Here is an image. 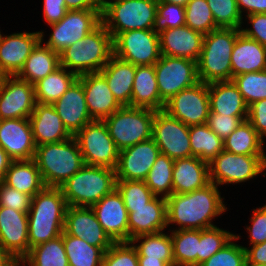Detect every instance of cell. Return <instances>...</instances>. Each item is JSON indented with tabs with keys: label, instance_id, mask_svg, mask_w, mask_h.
I'll return each mask as SVG.
<instances>
[{
	"label": "cell",
	"instance_id": "1",
	"mask_svg": "<svg viewBox=\"0 0 266 266\" xmlns=\"http://www.w3.org/2000/svg\"><path fill=\"white\" fill-rule=\"evenodd\" d=\"M166 203L167 227L176 223L178 230L214 227L212 218L220 216L227 209L218 186L212 182L190 193L172 194L166 198Z\"/></svg>",
	"mask_w": 266,
	"mask_h": 266
},
{
	"label": "cell",
	"instance_id": "2",
	"mask_svg": "<svg viewBox=\"0 0 266 266\" xmlns=\"http://www.w3.org/2000/svg\"><path fill=\"white\" fill-rule=\"evenodd\" d=\"M68 205L59 187H45L32 197L28 211L30 248L59 237Z\"/></svg>",
	"mask_w": 266,
	"mask_h": 266
},
{
	"label": "cell",
	"instance_id": "3",
	"mask_svg": "<svg viewBox=\"0 0 266 266\" xmlns=\"http://www.w3.org/2000/svg\"><path fill=\"white\" fill-rule=\"evenodd\" d=\"M113 56V38L100 23L59 54L60 66L79 75L98 73Z\"/></svg>",
	"mask_w": 266,
	"mask_h": 266
},
{
	"label": "cell",
	"instance_id": "4",
	"mask_svg": "<svg viewBox=\"0 0 266 266\" xmlns=\"http://www.w3.org/2000/svg\"><path fill=\"white\" fill-rule=\"evenodd\" d=\"M241 29L217 28L203 37L198 78L206 84L232 80L231 54Z\"/></svg>",
	"mask_w": 266,
	"mask_h": 266
},
{
	"label": "cell",
	"instance_id": "5",
	"mask_svg": "<svg viewBox=\"0 0 266 266\" xmlns=\"http://www.w3.org/2000/svg\"><path fill=\"white\" fill-rule=\"evenodd\" d=\"M34 160L46 187H60L84 166L74 136L61 142L36 146Z\"/></svg>",
	"mask_w": 266,
	"mask_h": 266
},
{
	"label": "cell",
	"instance_id": "6",
	"mask_svg": "<svg viewBox=\"0 0 266 266\" xmlns=\"http://www.w3.org/2000/svg\"><path fill=\"white\" fill-rule=\"evenodd\" d=\"M59 188L68 206L91 207L116 189L115 170L84 164Z\"/></svg>",
	"mask_w": 266,
	"mask_h": 266
},
{
	"label": "cell",
	"instance_id": "7",
	"mask_svg": "<svg viewBox=\"0 0 266 266\" xmlns=\"http://www.w3.org/2000/svg\"><path fill=\"white\" fill-rule=\"evenodd\" d=\"M158 0H120L101 11V23L114 39L119 33L153 29Z\"/></svg>",
	"mask_w": 266,
	"mask_h": 266
},
{
	"label": "cell",
	"instance_id": "8",
	"mask_svg": "<svg viewBox=\"0 0 266 266\" xmlns=\"http://www.w3.org/2000/svg\"><path fill=\"white\" fill-rule=\"evenodd\" d=\"M155 110L121 106L103 121L119 151L152 138Z\"/></svg>",
	"mask_w": 266,
	"mask_h": 266
},
{
	"label": "cell",
	"instance_id": "9",
	"mask_svg": "<svg viewBox=\"0 0 266 266\" xmlns=\"http://www.w3.org/2000/svg\"><path fill=\"white\" fill-rule=\"evenodd\" d=\"M74 137L78 142L85 165L102 166L115 170L119 150L103 120L89 122Z\"/></svg>",
	"mask_w": 266,
	"mask_h": 266
},
{
	"label": "cell",
	"instance_id": "10",
	"mask_svg": "<svg viewBox=\"0 0 266 266\" xmlns=\"http://www.w3.org/2000/svg\"><path fill=\"white\" fill-rule=\"evenodd\" d=\"M266 170V155H237L223 150L209 163L210 182L217 186L246 182Z\"/></svg>",
	"mask_w": 266,
	"mask_h": 266
},
{
	"label": "cell",
	"instance_id": "11",
	"mask_svg": "<svg viewBox=\"0 0 266 266\" xmlns=\"http://www.w3.org/2000/svg\"><path fill=\"white\" fill-rule=\"evenodd\" d=\"M154 69L160 99L164 103L199 82L197 62L188 58L161 55Z\"/></svg>",
	"mask_w": 266,
	"mask_h": 266
},
{
	"label": "cell",
	"instance_id": "12",
	"mask_svg": "<svg viewBox=\"0 0 266 266\" xmlns=\"http://www.w3.org/2000/svg\"><path fill=\"white\" fill-rule=\"evenodd\" d=\"M113 55L133 65H154L161 57L159 35L153 29L119 33L113 39Z\"/></svg>",
	"mask_w": 266,
	"mask_h": 266
},
{
	"label": "cell",
	"instance_id": "13",
	"mask_svg": "<svg viewBox=\"0 0 266 266\" xmlns=\"http://www.w3.org/2000/svg\"><path fill=\"white\" fill-rule=\"evenodd\" d=\"M100 23V9L68 10L59 22L50 24L53 32L44 45L60 54L73 43L82 40Z\"/></svg>",
	"mask_w": 266,
	"mask_h": 266
},
{
	"label": "cell",
	"instance_id": "14",
	"mask_svg": "<svg viewBox=\"0 0 266 266\" xmlns=\"http://www.w3.org/2000/svg\"><path fill=\"white\" fill-rule=\"evenodd\" d=\"M152 139L159 147L160 153L172 160L192 156L189 126L170 116L164 110L155 112Z\"/></svg>",
	"mask_w": 266,
	"mask_h": 266
},
{
	"label": "cell",
	"instance_id": "15",
	"mask_svg": "<svg viewBox=\"0 0 266 266\" xmlns=\"http://www.w3.org/2000/svg\"><path fill=\"white\" fill-rule=\"evenodd\" d=\"M163 110L189 127L207 123L210 112L208 84L199 81L180 91L165 103Z\"/></svg>",
	"mask_w": 266,
	"mask_h": 266
},
{
	"label": "cell",
	"instance_id": "16",
	"mask_svg": "<svg viewBox=\"0 0 266 266\" xmlns=\"http://www.w3.org/2000/svg\"><path fill=\"white\" fill-rule=\"evenodd\" d=\"M159 154L152 138L119 151L116 180L144 181Z\"/></svg>",
	"mask_w": 266,
	"mask_h": 266
},
{
	"label": "cell",
	"instance_id": "17",
	"mask_svg": "<svg viewBox=\"0 0 266 266\" xmlns=\"http://www.w3.org/2000/svg\"><path fill=\"white\" fill-rule=\"evenodd\" d=\"M64 232L85 240L89 245L100 247L105 252L115 243L104 231L91 207L68 206Z\"/></svg>",
	"mask_w": 266,
	"mask_h": 266
},
{
	"label": "cell",
	"instance_id": "18",
	"mask_svg": "<svg viewBox=\"0 0 266 266\" xmlns=\"http://www.w3.org/2000/svg\"><path fill=\"white\" fill-rule=\"evenodd\" d=\"M0 246L18 263L30 252L28 213L0 206Z\"/></svg>",
	"mask_w": 266,
	"mask_h": 266
},
{
	"label": "cell",
	"instance_id": "19",
	"mask_svg": "<svg viewBox=\"0 0 266 266\" xmlns=\"http://www.w3.org/2000/svg\"><path fill=\"white\" fill-rule=\"evenodd\" d=\"M98 222L114 242H129V213L117 189L91 206Z\"/></svg>",
	"mask_w": 266,
	"mask_h": 266
},
{
	"label": "cell",
	"instance_id": "20",
	"mask_svg": "<svg viewBox=\"0 0 266 266\" xmlns=\"http://www.w3.org/2000/svg\"><path fill=\"white\" fill-rule=\"evenodd\" d=\"M0 146L13 160L34 159L36 145L29 118L0 120Z\"/></svg>",
	"mask_w": 266,
	"mask_h": 266
},
{
	"label": "cell",
	"instance_id": "21",
	"mask_svg": "<svg viewBox=\"0 0 266 266\" xmlns=\"http://www.w3.org/2000/svg\"><path fill=\"white\" fill-rule=\"evenodd\" d=\"M34 85L10 76L0 91V120L29 118L35 108Z\"/></svg>",
	"mask_w": 266,
	"mask_h": 266
},
{
	"label": "cell",
	"instance_id": "22",
	"mask_svg": "<svg viewBox=\"0 0 266 266\" xmlns=\"http://www.w3.org/2000/svg\"><path fill=\"white\" fill-rule=\"evenodd\" d=\"M41 41V32L1 35L0 68L16 76L23 68L32 50Z\"/></svg>",
	"mask_w": 266,
	"mask_h": 266
},
{
	"label": "cell",
	"instance_id": "23",
	"mask_svg": "<svg viewBox=\"0 0 266 266\" xmlns=\"http://www.w3.org/2000/svg\"><path fill=\"white\" fill-rule=\"evenodd\" d=\"M78 80L83 85L87 109L93 120H104L121 107L99 72L79 75Z\"/></svg>",
	"mask_w": 266,
	"mask_h": 266
},
{
	"label": "cell",
	"instance_id": "24",
	"mask_svg": "<svg viewBox=\"0 0 266 266\" xmlns=\"http://www.w3.org/2000/svg\"><path fill=\"white\" fill-rule=\"evenodd\" d=\"M129 242L136 236L163 232L167 227L166 198L155 196L147 206L126 207Z\"/></svg>",
	"mask_w": 266,
	"mask_h": 266
},
{
	"label": "cell",
	"instance_id": "25",
	"mask_svg": "<svg viewBox=\"0 0 266 266\" xmlns=\"http://www.w3.org/2000/svg\"><path fill=\"white\" fill-rule=\"evenodd\" d=\"M52 105L73 136L93 121L87 109L83 85L78 79Z\"/></svg>",
	"mask_w": 266,
	"mask_h": 266
},
{
	"label": "cell",
	"instance_id": "26",
	"mask_svg": "<svg viewBox=\"0 0 266 266\" xmlns=\"http://www.w3.org/2000/svg\"><path fill=\"white\" fill-rule=\"evenodd\" d=\"M159 35L161 55L188 58L198 62L204 35L184 25L162 31Z\"/></svg>",
	"mask_w": 266,
	"mask_h": 266
},
{
	"label": "cell",
	"instance_id": "27",
	"mask_svg": "<svg viewBox=\"0 0 266 266\" xmlns=\"http://www.w3.org/2000/svg\"><path fill=\"white\" fill-rule=\"evenodd\" d=\"M36 146L67 140L73 135L67 130L52 104H35L29 117Z\"/></svg>",
	"mask_w": 266,
	"mask_h": 266
},
{
	"label": "cell",
	"instance_id": "28",
	"mask_svg": "<svg viewBox=\"0 0 266 266\" xmlns=\"http://www.w3.org/2000/svg\"><path fill=\"white\" fill-rule=\"evenodd\" d=\"M173 194H185L210 183L209 163L191 156L174 160Z\"/></svg>",
	"mask_w": 266,
	"mask_h": 266
},
{
	"label": "cell",
	"instance_id": "29",
	"mask_svg": "<svg viewBox=\"0 0 266 266\" xmlns=\"http://www.w3.org/2000/svg\"><path fill=\"white\" fill-rule=\"evenodd\" d=\"M209 113L236 116L241 121L248 117V105L233 81L208 84Z\"/></svg>",
	"mask_w": 266,
	"mask_h": 266
},
{
	"label": "cell",
	"instance_id": "30",
	"mask_svg": "<svg viewBox=\"0 0 266 266\" xmlns=\"http://www.w3.org/2000/svg\"><path fill=\"white\" fill-rule=\"evenodd\" d=\"M231 68L232 78L243 73L266 70V47L241 32L231 54Z\"/></svg>",
	"mask_w": 266,
	"mask_h": 266
},
{
	"label": "cell",
	"instance_id": "31",
	"mask_svg": "<svg viewBox=\"0 0 266 266\" xmlns=\"http://www.w3.org/2000/svg\"><path fill=\"white\" fill-rule=\"evenodd\" d=\"M135 72L136 65L114 55L99 72L106 79L114 98L121 106H130Z\"/></svg>",
	"mask_w": 266,
	"mask_h": 266
},
{
	"label": "cell",
	"instance_id": "32",
	"mask_svg": "<svg viewBox=\"0 0 266 266\" xmlns=\"http://www.w3.org/2000/svg\"><path fill=\"white\" fill-rule=\"evenodd\" d=\"M130 106L163 110L154 65H136Z\"/></svg>",
	"mask_w": 266,
	"mask_h": 266
},
{
	"label": "cell",
	"instance_id": "33",
	"mask_svg": "<svg viewBox=\"0 0 266 266\" xmlns=\"http://www.w3.org/2000/svg\"><path fill=\"white\" fill-rule=\"evenodd\" d=\"M2 182L31 197L46 187L34 159L13 160Z\"/></svg>",
	"mask_w": 266,
	"mask_h": 266
},
{
	"label": "cell",
	"instance_id": "34",
	"mask_svg": "<svg viewBox=\"0 0 266 266\" xmlns=\"http://www.w3.org/2000/svg\"><path fill=\"white\" fill-rule=\"evenodd\" d=\"M44 33L41 32V41L32 50L25 61L23 68L16 75L21 80L35 84L60 66L59 54L42 45Z\"/></svg>",
	"mask_w": 266,
	"mask_h": 266
},
{
	"label": "cell",
	"instance_id": "35",
	"mask_svg": "<svg viewBox=\"0 0 266 266\" xmlns=\"http://www.w3.org/2000/svg\"><path fill=\"white\" fill-rule=\"evenodd\" d=\"M78 75L59 66L52 73L34 84L35 100L41 104H53L78 79Z\"/></svg>",
	"mask_w": 266,
	"mask_h": 266
},
{
	"label": "cell",
	"instance_id": "36",
	"mask_svg": "<svg viewBox=\"0 0 266 266\" xmlns=\"http://www.w3.org/2000/svg\"><path fill=\"white\" fill-rule=\"evenodd\" d=\"M224 150L237 155H266L264 139L246 119L223 140Z\"/></svg>",
	"mask_w": 266,
	"mask_h": 266
},
{
	"label": "cell",
	"instance_id": "37",
	"mask_svg": "<svg viewBox=\"0 0 266 266\" xmlns=\"http://www.w3.org/2000/svg\"><path fill=\"white\" fill-rule=\"evenodd\" d=\"M192 156L210 163L224 150L223 140L213 132L207 123L189 127Z\"/></svg>",
	"mask_w": 266,
	"mask_h": 266
},
{
	"label": "cell",
	"instance_id": "38",
	"mask_svg": "<svg viewBox=\"0 0 266 266\" xmlns=\"http://www.w3.org/2000/svg\"><path fill=\"white\" fill-rule=\"evenodd\" d=\"M140 240L142 242L139 245H135ZM130 242L136 248L138 258L160 259L165 261L169 266H175L171 235H166L162 232L143 234L134 237Z\"/></svg>",
	"mask_w": 266,
	"mask_h": 266
},
{
	"label": "cell",
	"instance_id": "39",
	"mask_svg": "<svg viewBox=\"0 0 266 266\" xmlns=\"http://www.w3.org/2000/svg\"><path fill=\"white\" fill-rule=\"evenodd\" d=\"M29 266H69L63 244V233L52 240L32 247L30 252L20 261Z\"/></svg>",
	"mask_w": 266,
	"mask_h": 266
},
{
	"label": "cell",
	"instance_id": "40",
	"mask_svg": "<svg viewBox=\"0 0 266 266\" xmlns=\"http://www.w3.org/2000/svg\"><path fill=\"white\" fill-rule=\"evenodd\" d=\"M170 235L175 266H197L200 229H175Z\"/></svg>",
	"mask_w": 266,
	"mask_h": 266
},
{
	"label": "cell",
	"instance_id": "41",
	"mask_svg": "<svg viewBox=\"0 0 266 266\" xmlns=\"http://www.w3.org/2000/svg\"><path fill=\"white\" fill-rule=\"evenodd\" d=\"M63 244L69 266H102L105 251L89 245L85 240L66 234L63 231Z\"/></svg>",
	"mask_w": 266,
	"mask_h": 266
},
{
	"label": "cell",
	"instance_id": "42",
	"mask_svg": "<svg viewBox=\"0 0 266 266\" xmlns=\"http://www.w3.org/2000/svg\"><path fill=\"white\" fill-rule=\"evenodd\" d=\"M174 160L159 154L144 182L155 196L168 198L173 194Z\"/></svg>",
	"mask_w": 266,
	"mask_h": 266
},
{
	"label": "cell",
	"instance_id": "43",
	"mask_svg": "<svg viewBox=\"0 0 266 266\" xmlns=\"http://www.w3.org/2000/svg\"><path fill=\"white\" fill-rule=\"evenodd\" d=\"M185 25L203 35L217 29L206 0H190L185 6Z\"/></svg>",
	"mask_w": 266,
	"mask_h": 266
},
{
	"label": "cell",
	"instance_id": "44",
	"mask_svg": "<svg viewBox=\"0 0 266 266\" xmlns=\"http://www.w3.org/2000/svg\"><path fill=\"white\" fill-rule=\"evenodd\" d=\"M246 104L266 99V70L243 73L232 78Z\"/></svg>",
	"mask_w": 266,
	"mask_h": 266
},
{
	"label": "cell",
	"instance_id": "45",
	"mask_svg": "<svg viewBox=\"0 0 266 266\" xmlns=\"http://www.w3.org/2000/svg\"><path fill=\"white\" fill-rule=\"evenodd\" d=\"M235 234L220 229L217 226L200 230L199 253H197V266L208 260L228 243Z\"/></svg>",
	"mask_w": 266,
	"mask_h": 266
},
{
	"label": "cell",
	"instance_id": "46",
	"mask_svg": "<svg viewBox=\"0 0 266 266\" xmlns=\"http://www.w3.org/2000/svg\"><path fill=\"white\" fill-rule=\"evenodd\" d=\"M214 16L217 28L241 29V16L236 0H206Z\"/></svg>",
	"mask_w": 266,
	"mask_h": 266
},
{
	"label": "cell",
	"instance_id": "47",
	"mask_svg": "<svg viewBox=\"0 0 266 266\" xmlns=\"http://www.w3.org/2000/svg\"><path fill=\"white\" fill-rule=\"evenodd\" d=\"M116 189L121 194L125 207H140L155 197L144 181L116 180Z\"/></svg>",
	"mask_w": 266,
	"mask_h": 266
},
{
	"label": "cell",
	"instance_id": "48",
	"mask_svg": "<svg viewBox=\"0 0 266 266\" xmlns=\"http://www.w3.org/2000/svg\"><path fill=\"white\" fill-rule=\"evenodd\" d=\"M240 238L235 235L218 252L199 266H246V250L232 241Z\"/></svg>",
	"mask_w": 266,
	"mask_h": 266
},
{
	"label": "cell",
	"instance_id": "49",
	"mask_svg": "<svg viewBox=\"0 0 266 266\" xmlns=\"http://www.w3.org/2000/svg\"><path fill=\"white\" fill-rule=\"evenodd\" d=\"M185 25V7L158 1L153 30L161 33L170 28Z\"/></svg>",
	"mask_w": 266,
	"mask_h": 266
},
{
	"label": "cell",
	"instance_id": "50",
	"mask_svg": "<svg viewBox=\"0 0 266 266\" xmlns=\"http://www.w3.org/2000/svg\"><path fill=\"white\" fill-rule=\"evenodd\" d=\"M102 266H139L138 252L131 242H115L104 253Z\"/></svg>",
	"mask_w": 266,
	"mask_h": 266
},
{
	"label": "cell",
	"instance_id": "51",
	"mask_svg": "<svg viewBox=\"0 0 266 266\" xmlns=\"http://www.w3.org/2000/svg\"><path fill=\"white\" fill-rule=\"evenodd\" d=\"M32 197L5 185L0 181V206L28 213Z\"/></svg>",
	"mask_w": 266,
	"mask_h": 266
},
{
	"label": "cell",
	"instance_id": "52",
	"mask_svg": "<svg viewBox=\"0 0 266 266\" xmlns=\"http://www.w3.org/2000/svg\"><path fill=\"white\" fill-rule=\"evenodd\" d=\"M242 121L236 116L209 113L207 124L222 140L226 139Z\"/></svg>",
	"mask_w": 266,
	"mask_h": 266
},
{
	"label": "cell",
	"instance_id": "53",
	"mask_svg": "<svg viewBox=\"0 0 266 266\" xmlns=\"http://www.w3.org/2000/svg\"><path fill=\"white\" fill-rule=\"evenodd\" d=\"M252 226L246 229L250 234V245L263 243L266 241V205L254 209L253 217L250 219Z\"/></svg>",
	"mask_w": 266,
	"mask_h": 266
},
{
	"label": "cell",
	"instance_id": "54",
	"mask_svg": "<svg viewBox=\"0 0 266 266\" xmlns=\"http://www.w3.org/2000/svg\"><path fill=\"white\" fill-rule=\"evenodd\" d=\"M247 120L262 138L266 136V99L255 101L248 106Z\"/></svg>",
	"mask_w": 266,
	"mask_h": 266
},
{
	"label": "cell",
	"instance_id": "55",
	"mask_svg": "<svg viewBox=\"0 0 266 266\" xmlns=\"http://www.w3.org/2000/svg\"><path fill=\"white\" fill-rule=\"evenodd\" d=\"M247 18L253 29L241 28V32L266 47V13L247 15Z\"/></svg>",
	"mask_w": 266,
	"mask_h": 266
},
{
	"label": "cell",
	"instance_id": "56",
	"mask_svg": "<svg viewBox=\"0 0 266 266\" xmlns=\"http://www.w3.org/2000/svg\"><path fill=\"white\" fill-rule=\"evenodd\" d=\"M44 19L50 24L59 22L67 13L65 0H44Z\"/></svg>",
	"mask_w": 266,
	"mask_h": 266
},
{
	"label": "cell",
	"instance_id": "57",
	"mask_svg": "<svg viewBox=\"0 0 266 266\" xmlns=\"http://www.w3.org/2000/svg\"><path fill=\"white\" fill-rule=\"evenodd\" d=\"M246 250V264L265 265L266 266V241L252 245L251 249L243 247Z\"/></svg>",
	"mask_w": 266,
	"mask_h": 266
},
{
	"label": "cell",
	"instance_id": "58",
	"mask_svg": "<svg viewBox=\"0 0 266 266\" xmlns=\"http://www.w3.org/2000/svg\"><path fill=\"white\" fill-rule=\"evenodd\" d=\"M236 3L242 17L243 10L247 15L266 13V0H236Z\"/></svg>",
	"mask_w": 266,
	"mask_h": 266
},
{
	"label": "cell",
	"instance_id": "59",
	"mask_svg": "<svg viewBox=\"0 0 266 266\" xmlns=\"http://www.w3.org/2000/svg\"><path fill=\"white\" fill-rule=\"evenodd\" d=\"M67 10L99 9L96 0H65Z\"/></svg>",
	"mask_w": 266,
	"mask_h": 266
},
{
	"label": "cell",
	"instance_id": "60",
	"mask_svg": "<svg viewBox=\"0 0 266 266\" xmlns=\"http://www.w3.org/2000/svg\"><path fill=\"white\" fill-rule=\"evenodd\" d=\"M12 161L13 159L0 146V181L3 180L5 173L10 167Z\"/></svg>",
	"mask_w": 266,
	"mask_h": 266
},
{
	"label": "cell",
	"instance_id": "61",
	"mask_svg": "<svg viewBox=\"0 0 266 266\" xmlns=\"http://www.w3.org/2000/svg\"><path fill=\"white\" fill-rule=\"evenodd\" d=\"M0 266H21V265L0 246Z\"/></svg>",
	"mask_w": 266,
	"mask_h": 266
},
{
	"label": "cell",
	"instance_id": "62",
	"mask_svg": "<svg viewBox=\"0 0 266 266\" xmlns=\"http://www.w3.org/2000/svg\"><path fill=\"white\" fill-rule=\"evenodd\" d=\"M139 266H169L165 261L153 258H138Z\"/></svg>",
	"mask_w": 266,
	"mask_h": 266
},
{
	"label": "cell",
	"instance_id": "63",
	"mask_svg": "<svg viewBox=\"0 0 266 266\" xmlns=\"http://www.w3.org/2000/svg\"><path fill=\"white\" fill-rule=\"evenodd\" d=\"M9 77L10 75L5 70L0 68V91L5 86V83Z\"/></svg>",
	"mask_w": 266,
	"mask_h": 266
},
{
	"label": "cell",
	"instance_id": "64",
	"mask_svg": "<svg viewBox=\"0 0 266 266\" xmlns=\"http://www.w3.org/2000/svg\"><path fill=\"white\" fill-rule=\"evenodd\" d=\"M158 1H163L185 7L190 0H158Z\"/></svg>",
	"mask_w": 266,
	"mask_h": 266
},
{
	"label": "cell",
	"instance_id": "65",
	"mask_svg": "<svg viewBox=\"0 0 266 266\" xmlns=\"http://www.w3.org/2000/svg\"><path fill=\"white\" fill-rule=\"evenodd\" d=\"M116 1H120V0H114V1H108V0H96L97 5L100 9V11H102L105 7H107L111 2H116Z\"/></svg>",
	"mask_w": 266,
	"mask_h": 266
},
{
	"label": "cell",
	"instance_id": "66",
	"mask_svg": "<svg viewBox=\"0 0 266 266\" xmlns=\"http://www.w3.org/2000/svg\"><path fill=\"white\" fill-rule=\"evenodd\" d=\"M246 266H265V265L246 264Z\"/></svg>",
	"mask_w": 266,
	"mask_h": 266
}]
</instances>
